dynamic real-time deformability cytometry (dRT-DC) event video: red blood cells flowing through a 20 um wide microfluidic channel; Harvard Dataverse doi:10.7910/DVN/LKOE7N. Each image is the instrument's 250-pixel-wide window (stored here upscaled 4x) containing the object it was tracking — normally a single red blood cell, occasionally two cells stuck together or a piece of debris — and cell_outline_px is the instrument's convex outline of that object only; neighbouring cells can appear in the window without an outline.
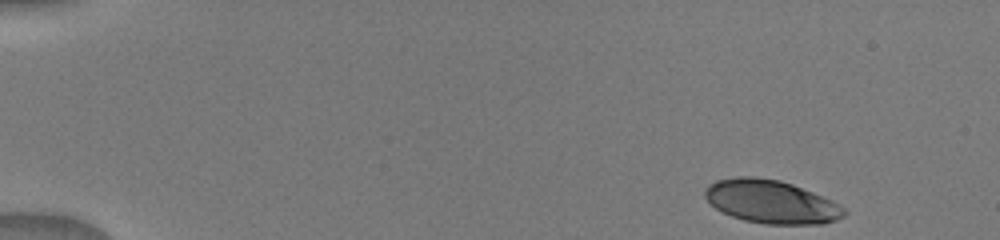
{"species": "human", "species_latin": "Homo sapiens", "temperature_condition": "warm", "stored_images_in_passage": 12, "camera_frame_rate_fps": 3000, "um_per_image_px": 0.085, "donor": {"sex": "male"}, "frame": {"image": 1, "passage_image": 1, "time_ms": 0.0, "image_size_px": [1000, 240], "cell_outline_px": [[848, 212], [844, 216], [836, 220], [824, 224], [764, 224], [744, 220], [732, 216], [716, 208], [704, 196], [704, 192], [708, 184], [716, 180], [736, 176], [752, 176], [780, 180], [792, 184], [832, 200], [844, 208]], "centroid_in_image_um": [65.55, 17.14], "position_along_channel_um": 19.4, "area_um2": 35.08}}
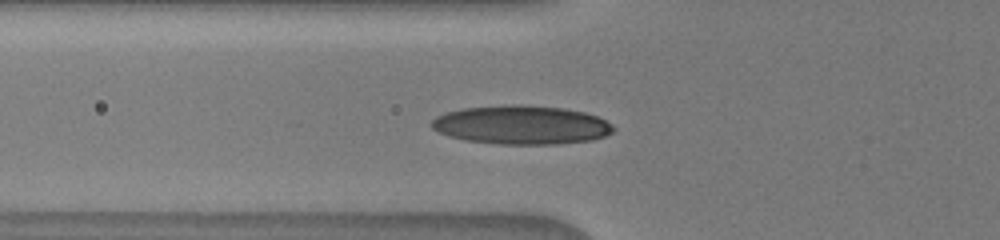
{"frame": {"image": 2, "passage_image": 12, "time_ms": 4.667, "image_size_px": [1000, 240], "cell_outline_px": [[616, 128], [612, 132], [604, 136], [592, 140], [556, 144], [500, 144], [464, 140], [448, 136], [432, 128], [428, 124], [436, 116], [448, 112], [464, 108], [516, 104], [564, 108], [584, 112], [596, 116], [612, 124]], "centroid_in_image_um": [44.31, 10.62], "position_along_channel_um": 81.5, "area_um2": 41.04}}